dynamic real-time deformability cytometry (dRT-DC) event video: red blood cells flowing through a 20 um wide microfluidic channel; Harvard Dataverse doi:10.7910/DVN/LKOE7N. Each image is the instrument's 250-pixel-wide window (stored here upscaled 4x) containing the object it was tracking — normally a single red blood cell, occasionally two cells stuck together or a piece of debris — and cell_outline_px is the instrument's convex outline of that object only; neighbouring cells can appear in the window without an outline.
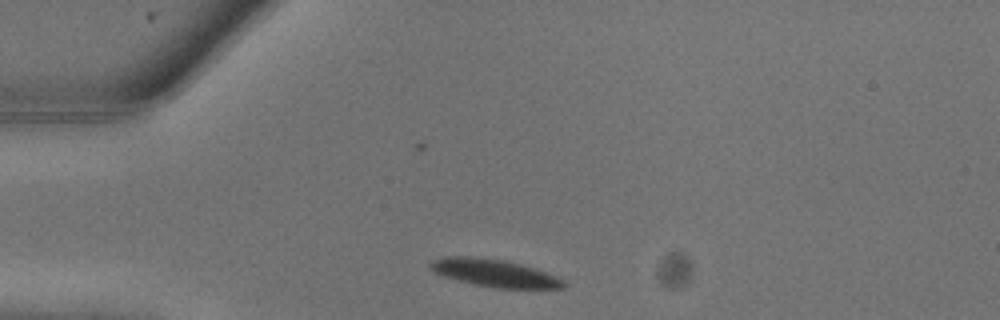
{"species": "common noctule bat (a hibernating species)", "species_latin": "Nyctalus noctula", "temperature_condition": "warm", "stored_images_in_passage": 4, "camera_frame_rate_fps": 3000, "um_per_image_px": 0.085, "animal": {"sex": "male", "body_mass_g": 13.3}, "frame": {"image": 1, "passage_image": 1, "time_ms": 0.0, "image_size_px": [1000, 320], "cell_outline_px": [[568, 284], [564, 288], [500, 288], [472, 284], [456, 280], [444, 276], [436, 272], [428, 264], [432, 260], [444, 256], [476, 256], [504, 260], [536, 268], [556, 276], [564, 280]], "centroid_in_image_um": [42.04, 23.2], "position_along_channel_um": 43.0, "area_um2": 21.44}}